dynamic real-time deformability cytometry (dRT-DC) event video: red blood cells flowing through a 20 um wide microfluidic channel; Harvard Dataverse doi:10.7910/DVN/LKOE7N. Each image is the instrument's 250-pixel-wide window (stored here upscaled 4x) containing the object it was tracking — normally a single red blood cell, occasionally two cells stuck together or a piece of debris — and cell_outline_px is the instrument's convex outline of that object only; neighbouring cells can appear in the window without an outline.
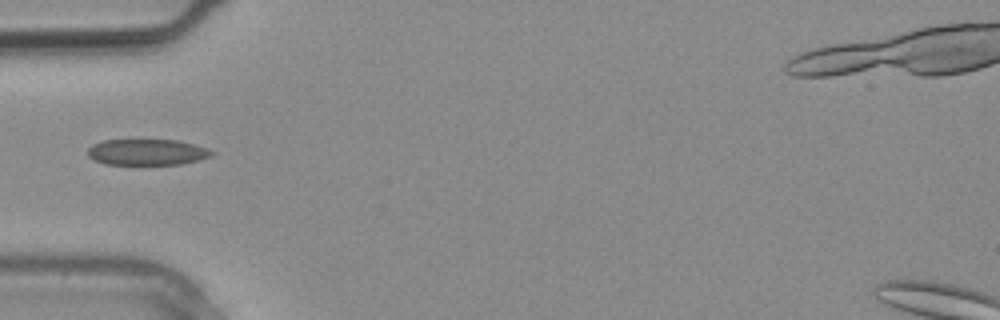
{"species": "common noctule bat (a hibernating species)", "species_latin": "Nyctalus noctula", "temperature_condition": "warm", "stored_images_in_passage": 4, "camera_frame_rate_fps": 3000, "um_per_image_px": 0.085, "animal": {"sex": "male", "body_mass_g": 20.4}, "frame": {"image": 1, "passage_image": 4, "time_ms": 1.0, "image_size_px": [1000, 320], "cell_outline_px": [[216, 152], [212, 156], [180, 164], [104, 164], [88, 156], [88, 148], [92, 144], [104, 140], [180, 140], [208, 148]], "centroid_in_image_um": [12.52, 12.92], "position_along_channel_um": 72.5, "area_um2": 18.79}}